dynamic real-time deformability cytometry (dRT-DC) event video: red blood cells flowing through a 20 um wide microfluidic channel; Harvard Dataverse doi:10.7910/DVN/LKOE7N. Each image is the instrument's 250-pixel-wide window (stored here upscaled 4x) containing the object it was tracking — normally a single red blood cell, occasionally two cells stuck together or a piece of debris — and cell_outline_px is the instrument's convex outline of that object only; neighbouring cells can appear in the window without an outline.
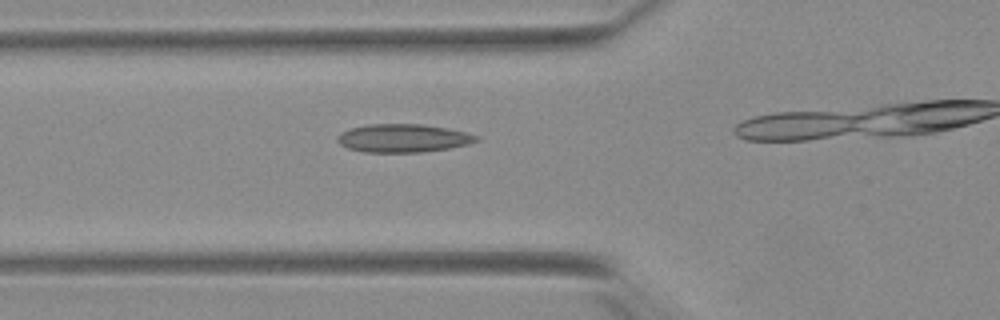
{"species": "Egyptian fruit bat (a non-hibernating species)", "species_latin": "Rousettus aegyptiacus", "temperature_condition": "warm", "stored_images_in_passage": 12, "camera_frame_rate_fps": 3000, "um_per_image_px": 0.085, "animal": {"sex": "female"}, "frame": {"image": 1, "passage_image": 9, "time_ms": 2.667, "image_size_px": [1000, 320], "cell_outline_px": [[480, 140], [468, 144], [448, 148], [420, 152], [364, 152], [348, 148], [340, 144], [336, 140], [336, 136], [340, 132], [348, 128], [368, 124], [424, 124], [448, 128], [468, 132], [480, 136]], "centroid_in_image_um": [34.26, 11.73], "position_along_channel_um": 91.5, "area_um2": 23.12}}